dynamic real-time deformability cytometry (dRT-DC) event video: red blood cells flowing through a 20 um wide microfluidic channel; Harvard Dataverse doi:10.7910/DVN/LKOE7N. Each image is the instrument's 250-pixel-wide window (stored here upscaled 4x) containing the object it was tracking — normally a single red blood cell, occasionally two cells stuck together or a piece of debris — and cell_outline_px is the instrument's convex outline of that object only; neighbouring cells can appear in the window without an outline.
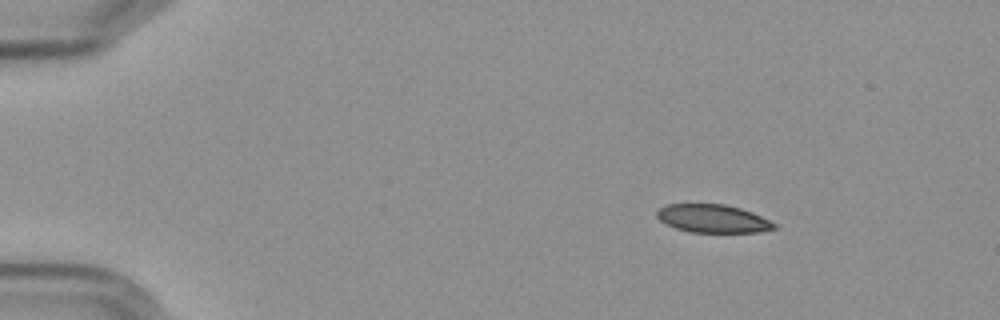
{"species": "Egyptian fruit bat (a non-hibernating species)", "species_latin": "Rousettus aegyptiacus", "temperature_condition": "cold", "stored_images_in_passage": 9, "camera_frame_rate_fps": 3000, "um_per_image_px": 0.085, "frame": {"image": 1, "passage_image": 1, "time_ms": 0.0, "image_size_px": [1000, 320], "cell_outline_px": [[776, 228], [760, 232], [688, 232], [676, 228], [660, 220], [656, 216], [656, 212], [660, 208], [668, 204], [724, 204], [740, 208], [752, 212], [776, 224]], "centroid_in_image_um": [60.58, 18.58], "position_along_channel_um": 24.4, "area_um2": 19.07}}
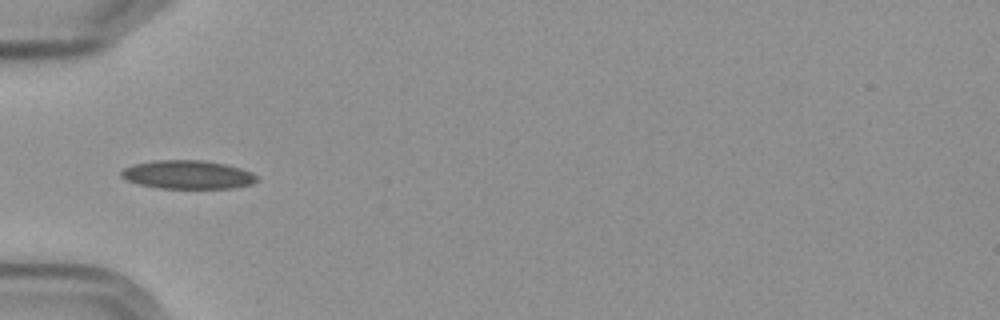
{"frame": {"image": 2, "passage_image": 4, "time_ms": 3.667, "image_size_px": [1000, 320], "cell_outline_px": [[256, 180], [252, 184], [232, 188], [160, 188], [140, 184], [128, 180], [120, 176], [120, 172], [124, 168], [132, 164], [156, 160], [200, 160], [224, 164], [240, 168], [252, 172], [256, 176]], "centroid_in_image_um": [15.93, 14.84], "position_along_channel_um": 69.1, "area_um2": 22.37}}
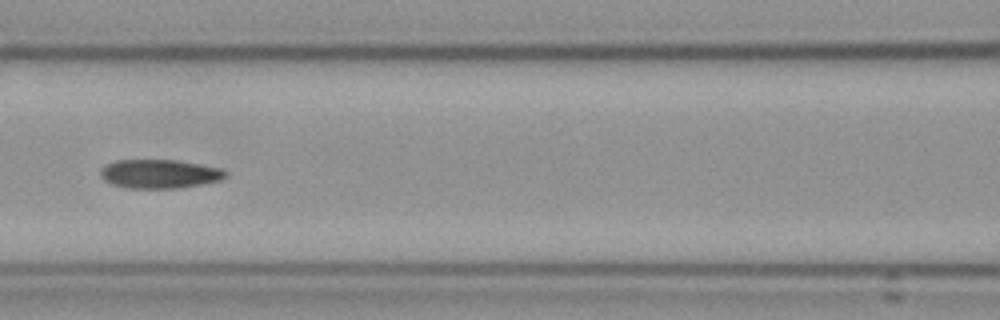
{"frame": {"image": 3, "passage_image": 6, "time_ms": 6.0, "image_size_px": [1000, 320], "cell_outline_px": [[228, 176], [220, 180], [180, 188], [124, 188], [112, 184], [104, 180], [100, 176], [100, 168], [116, 160], [176, 160], [220, 168], [228, 172]], "centroid_in_image_um": [13.54, 14.78], "position_along_channel_um": 153.1, "area_um2": 21.04}}